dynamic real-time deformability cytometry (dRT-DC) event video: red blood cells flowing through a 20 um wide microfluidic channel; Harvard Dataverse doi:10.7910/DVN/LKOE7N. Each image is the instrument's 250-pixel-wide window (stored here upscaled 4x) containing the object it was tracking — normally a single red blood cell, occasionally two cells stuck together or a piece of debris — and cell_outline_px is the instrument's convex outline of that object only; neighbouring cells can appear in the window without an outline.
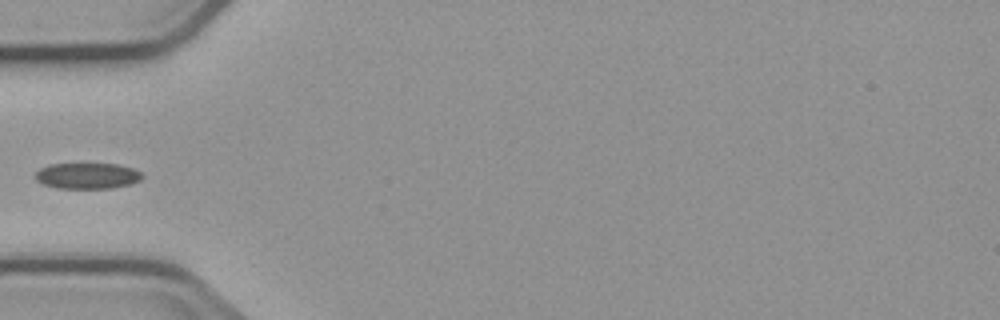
{"species": "common noctule bat (a hibernating species)", "species_latin": "Nyctalus noctula", "temperature_condition": "cold", "stored_images_in_passage": 6, "camera_frame_rate_fps": 3000, "um_per_image_px": 0.085, "animal": {"sex": "male", "body_mass_g": 23.1, "forearm_length_mm": 52.7}, "frame": {"image": 1, "passage_image": 6, "time_ms": 5.667, "image_size_px": [1000, 320], "cell_outline_px": [[144, 176], [140, 180], [132, 184], [112, 188], [56, 188], [44, 184], [36, 180], [36, 172], [40, 168], [48, 164], [116, 164], [132, 168], [140, 172]], "centroid_in_image_um": [7.43, 14.95], "position_along_channel_um": 77.6, "area_um2": 16.13}}